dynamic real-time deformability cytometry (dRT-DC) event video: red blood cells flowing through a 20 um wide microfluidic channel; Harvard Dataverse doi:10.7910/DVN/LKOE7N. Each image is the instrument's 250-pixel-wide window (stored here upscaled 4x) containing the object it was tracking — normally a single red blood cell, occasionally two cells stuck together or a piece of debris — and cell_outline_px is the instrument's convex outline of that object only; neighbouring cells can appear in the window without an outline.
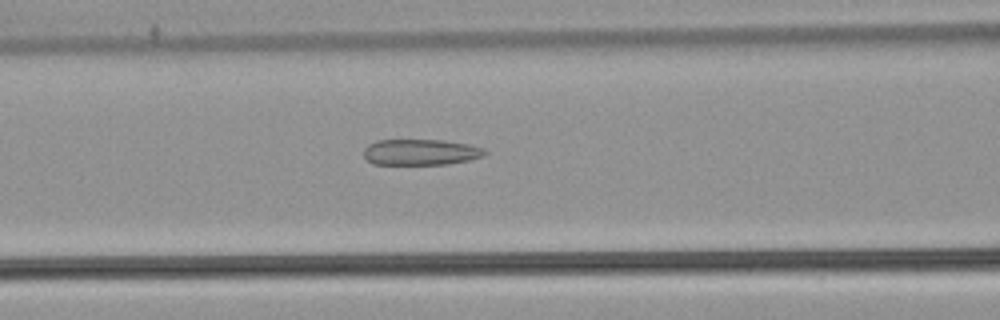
{"species": "common noctule bat (a hibernating species)", "species_latin": "Nyctalus noctula", "temperature_condition": "warm", "stored_images_in_passage": 53, "camera_frame_rate_fps": 3000, "um_per_image_px": 0.085, "animal": {"sex": "male", "body_mass_g": 21.5, "forearm_length_mm": 52.0}, "frame": {"image": 1, "passage_image": 23, "time_ms": 7.333, "image_size_px": [1000, 320], "cell_outline_px": [[488, 152], [484, 156], [468, 160], [448, 164], [372, 164], [364, 156], [364, 148], [368, 144], [376, 140], [444, 140], [468, 144], [484, 148]], "centroid_in_image_um": [35.76, 12.93], "position_along_channel_um": 130.8, "area_um2": 18.38}}
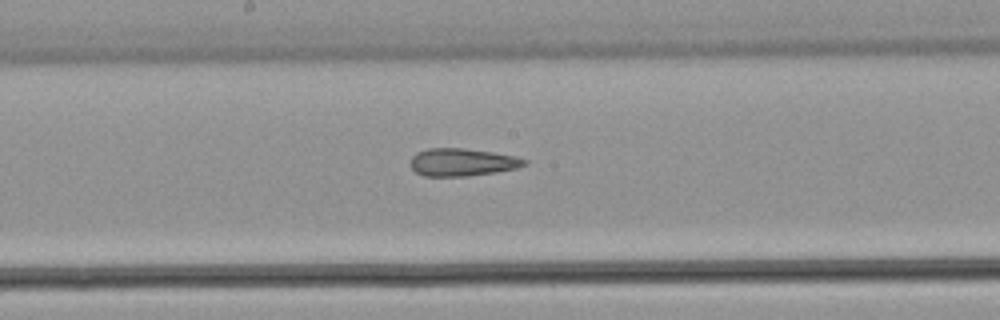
{"frame": {"image": 2, "passage_image": 29, "time_ms": 9.333, "image_size_px": [1000, 320], "cell_outline_px": [[528, 164], [516, 168], [496, 172], [468, 176], [424, 176], [416, 172], [412, 168], [412, 156], [416, 152], [428, 148], [464, 148], [492, 152], [516, 156], [528, 160]], "centroid_in_image_um": [39.31, 13.78], "position_along_channel_um": 208.9, "area_um2": 18.38}}
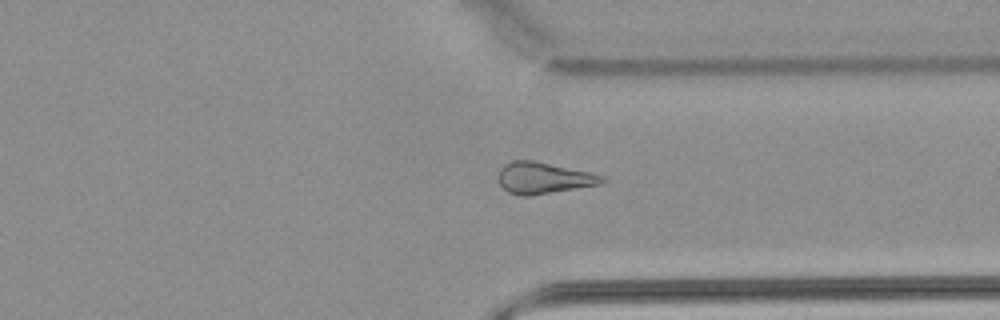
{"frame": {"image": 3, "passage_image": 41, "time_ms": 13.333, "image_size_px": [1000, 320], "cell_outline_px": [[608, 180], [600, 184], [528, 196], [520, 196], [508, 192], [500, 184], [500, 168], [504, 164], [512, 160], [532, 160], [592, 172], [604, 176]], "centroid_in_image_um": [46.23, 15.12], "position_along_channel_um": 365.2, "area_um2": 18.9}, "authors_computed_cell_mechanics": {"area_um2": 20.2878, "velocity_mm_per_s": 3.9088, "shape_relaxation_time_tau1_ms": null, "shape_relaxation_time_tau2_ms": 3.6178, "deformation_change_tau1": null, "deformation_change_tau2": 0.125}}